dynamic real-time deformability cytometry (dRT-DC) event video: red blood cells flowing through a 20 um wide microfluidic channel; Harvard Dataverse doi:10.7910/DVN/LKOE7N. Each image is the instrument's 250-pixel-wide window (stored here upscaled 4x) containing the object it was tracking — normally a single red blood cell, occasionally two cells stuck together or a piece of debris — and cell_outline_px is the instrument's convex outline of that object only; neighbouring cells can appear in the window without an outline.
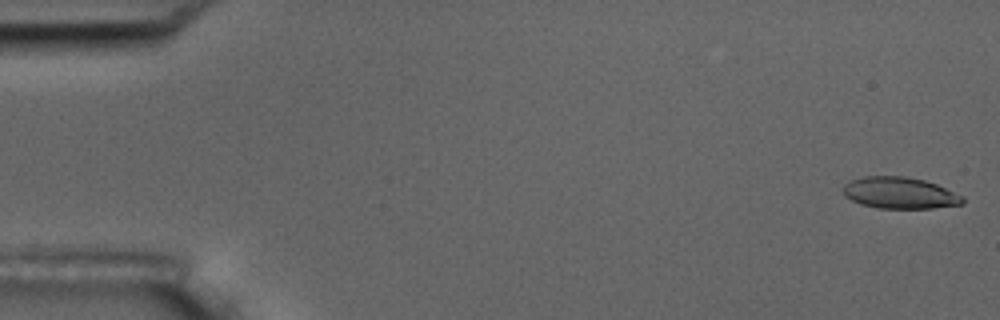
{"species": "common noctule bat (a hibernating species)", "species_latin": "Nyctalus noctula", "temperature_condition": "room temperature", "stored_images_in_passage": 5, "camera_frame_rate_fps": 3000, "um_per_image_px": 0.085, "animal": {"sex": "male", "body_mass_g": 17.5, "forearm_length_mm": 52.3}, "frame": {"image": 1, "passage_image": 1, "time_ms": 0.0, "image_size_px": [1000, 320], "cell_outline_px": [[964, 204], [932, 208], [876, 208], [860, 204], [844, 196], [844, 184], [852, 180], [864, 176], [904, 176], [924, 180], [936, 184], [964, 196]], "centroid_in_image_um": [76.49, 16.4], "position_along_channel_um": 8.5, "area_um2": 21.96}}
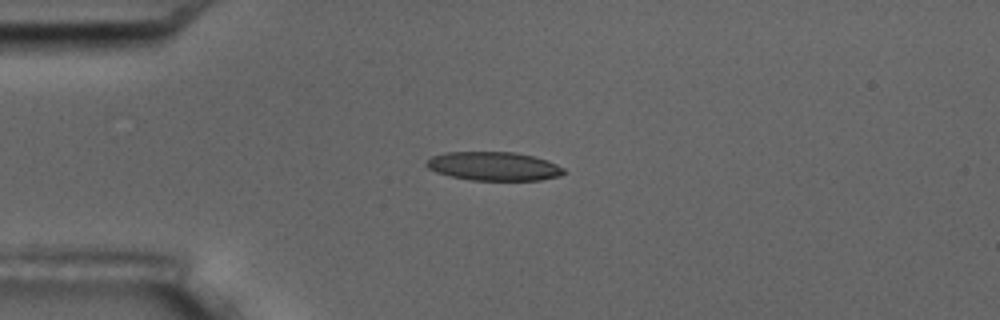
{"frame": {"image": 2, "passage_image": 4, "time_ms": 4.333, "image_size_px": [1000, 320], "cell_outline_px": [[564, 172], [560, 176], [540, 180], [468, 180], [436, 172], [428, 168], [424, 164], [424, 160], [432, 156], [444, 152], [516, 152], [548, 160], [564, 168]], "centroid_in_image_um": [41.93, 14.12], "position_along_channel_um": 43.1, "area_um2": 23.12}}